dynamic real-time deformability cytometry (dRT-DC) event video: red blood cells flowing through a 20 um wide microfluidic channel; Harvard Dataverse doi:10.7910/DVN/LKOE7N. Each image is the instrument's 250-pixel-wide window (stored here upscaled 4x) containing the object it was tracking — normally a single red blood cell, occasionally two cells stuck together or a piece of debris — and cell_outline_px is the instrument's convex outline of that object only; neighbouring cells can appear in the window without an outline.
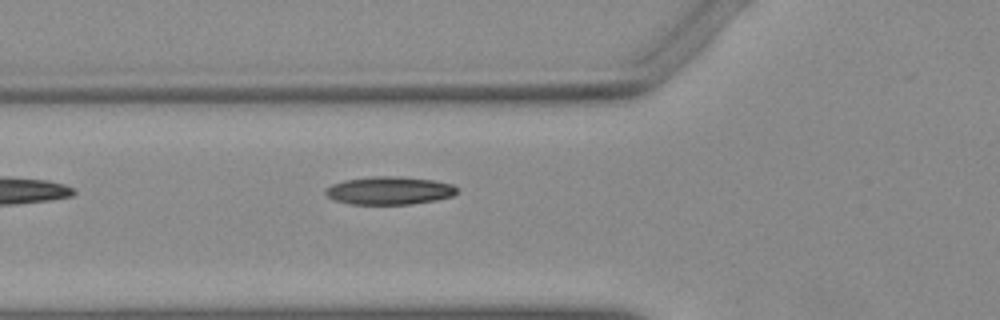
{"species": "Egyptian fruit bat (a non-hibernating species)", "species_latin": "Rousettus aegyptiacus", "temperature_condition": "warm", "stored_images_in_passage": 21, "camera_frame_rate_fps": 3000, "um_per_image_px": 0.085, "animal": {"sex": "female"}, "frame": {"image": 1, "passage_image": 4, "time_ms": 1.0, "image_size_px": [1000, 320], "cell_outline_px": [[456, 192], [452, 196], [436, 200], [412, 204], [352, 204], [336, 200], [328, 196], [324, 192], [324, 188], [332, 184], [344, 180], [372, 176], [396, 176], [432, 180], [452, 184], [456, 188]], "centroid_in_image_um": [33.06, 16.19], "position_along_channel_um": 92.7, "area_um2": 21.33}}
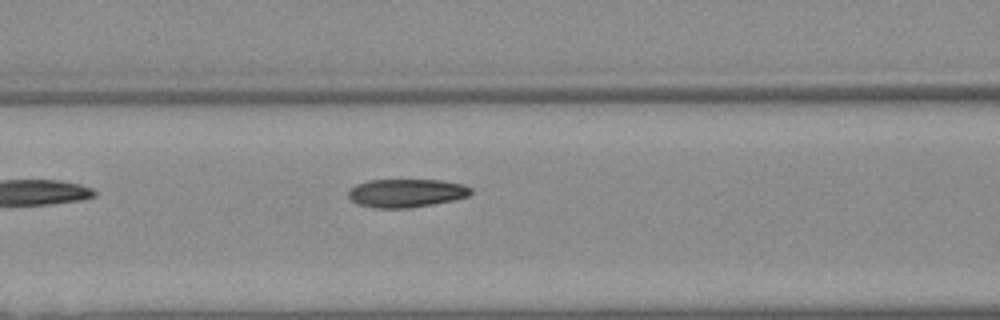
{"frame": {"image": 2, "passage_image": 7, "time_ms": 2.0, "image_size_px": [1000, 320], "cell_outline_px": [[472, 192], [468, 196], [456, 200], [412, 208], [372, 208], [356, 204], [348, 196], [348, 192], [356, 184], [368, 180], [440, 180], [464, 184], [472, 188]], "centroid_in_image_um": [34.55, 16.42], "position_along_channel_um": 132.0, "area_um2": 20.52}}
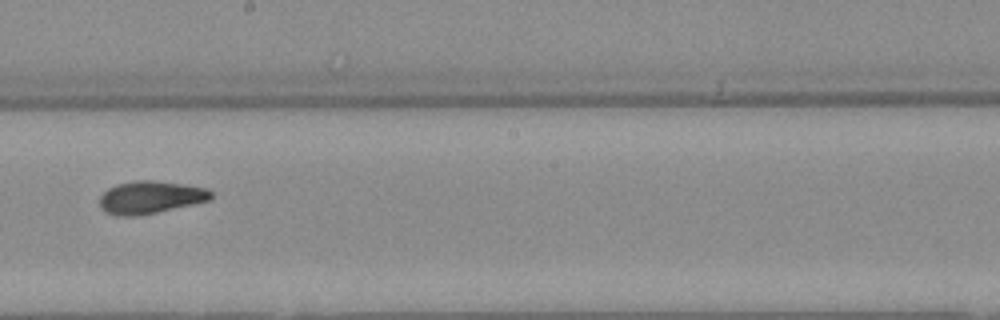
{"frame": {"image": 3, "passage_image": 15, "time_ms": 4.667, "image_size_px": [1000, 320], "cell_outline_px": [[212, 196], [208, 200], [192, 204], [140, 216], [116, 216], [104, 212], [100, 208], [100, 196], [108, 188], [116, 184], [132, 180], [156, 180], [184, 184], [208, 188], [212, 192]], "centroid_in_image_um": [12.74, 16.77], "position_along_channel_um": 235.5, "area_um2": 21.39}}